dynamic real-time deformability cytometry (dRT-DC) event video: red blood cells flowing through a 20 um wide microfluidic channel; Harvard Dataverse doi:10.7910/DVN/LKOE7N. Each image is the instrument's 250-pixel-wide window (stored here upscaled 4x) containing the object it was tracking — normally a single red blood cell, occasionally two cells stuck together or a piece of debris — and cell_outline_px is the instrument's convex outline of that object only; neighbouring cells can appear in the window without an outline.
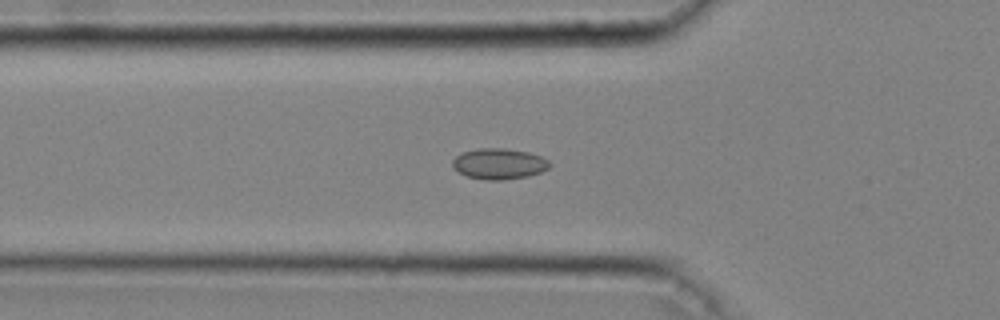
{"species": "common noctule bat (a hibernating species)", "species_latin": "Nyctalus noctula", "temperature_condition": "cold", "stored_images_in_passage": 47, "camera_frame_rate_fps": 3000, "um_per_image_px": 0.085, "animal": {"sex": "male", "body_mass_g": 20.4}, "frame": {"image": 1, "passage_image": 16, "time_ms": 5.0, "image_size_px": [1000, 320], "cell_outline_px": [[552, 164], [548, 168], [540, 172], [528, 176], [504, 180], [484, 180], [468, 176], [452, 168], [452, 160], [460, 152], [476, 148], [504, 148], [528, 152], [540, 156], [548, 160]], "centroid_in_image_um": [42.39, 13.91], "position_along_channel_um": 83.4, "area_um2": 17.57}}
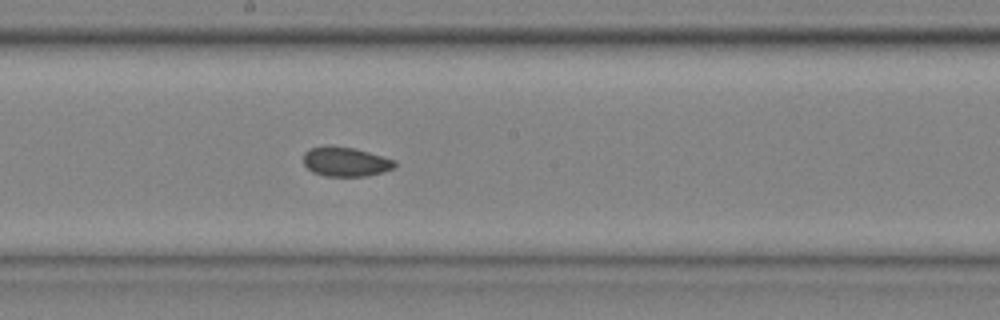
{"frame": {"image": 2, "passage_image": 26, "time_ms": 8.333, "image_size_px": [1000, 320], "cell_outline_px": [[396, 168], [384, 172], [368, 176], [324, 176], [312, 172], [304, 164], [304, 152], [308, 148], [324, 144], [328, 144], [356, 148], [396, 160]], "centroid_in_image_um": [29.38, 13.72], "position_along_channel_um": 218.8, "area_um2": 16.18}}
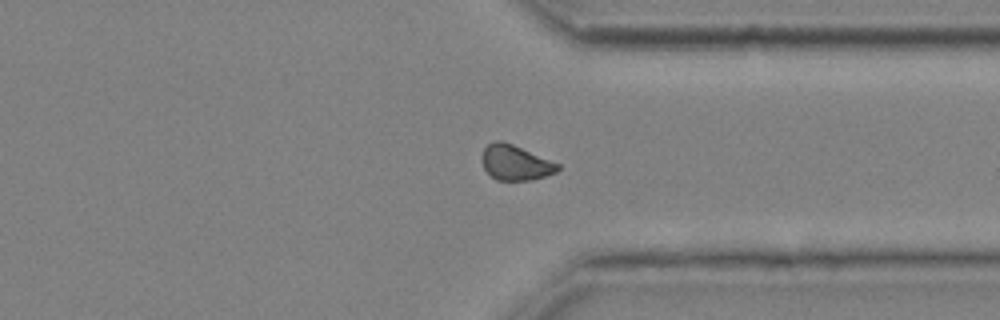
{"frame": {"image": 3, "passage_image": 37, "time_ms": 12.0, "image_size_px": [1000, 320], "cell_outline_px": [[560, 168], [556, 172], [532, 180], [496, 180], [484, 168], [480, 160], [480, 156], [484, 148], [488, 144], [496, 140], [500, 140], [512, 144], [560, 164]], "centroid_in_image_um": [43.78, 13.82], "position_along_channel_um": 367.6, "area_um2": 15.49}, "authors_computed_cell_mechanics": {"area_um2": 15.9528, "velocity_mm_per_s": 4.0586, "shape_relaxation_time_tau1_ms": null, "shape_relaxation_time_tau2_ms": 3.2753, "deformation_change_tau1": null, "deformation_change_tau2": 0.062}}